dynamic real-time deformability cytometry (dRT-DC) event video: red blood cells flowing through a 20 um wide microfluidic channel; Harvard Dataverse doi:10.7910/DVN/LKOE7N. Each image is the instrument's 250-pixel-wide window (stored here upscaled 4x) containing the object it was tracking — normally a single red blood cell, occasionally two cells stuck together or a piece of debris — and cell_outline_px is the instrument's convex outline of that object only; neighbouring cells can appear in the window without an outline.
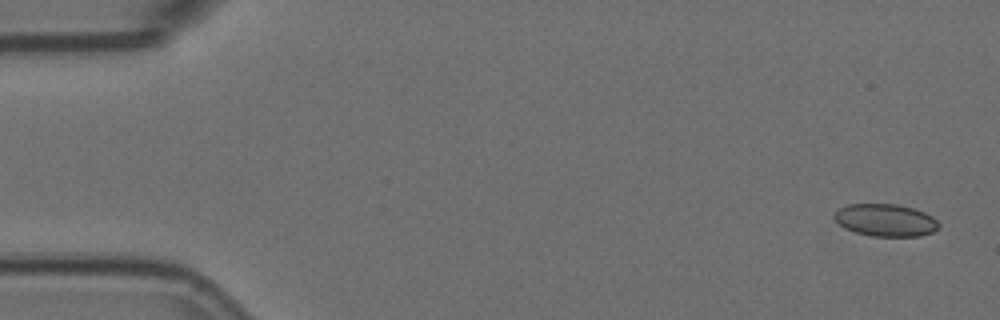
{"species": "Egyptian fruit bat (a non-hibernating species)", "species_latin": "Rousettus aegyptiacus", "temperature_condition": "room temperature", "stored_images_in_passage": 3, "camera_frame_rate_fps": 3000, "um_per_image_px": 0.085, "animal": {"sex": "female"}, "frame": {"image": 1, "passage_image": 1, "time_ms": 0.0, "image_size_px": [1000, 320], "cell_outline_px": [[940, 224], [932, 232], [920, 236], [872, 236], [856, 232], [844, 228], [832, 216], [840, 208], [848, 204], [896, 204], [912, 208], [924, 212], [932, 216]], "centroid_in_image_um": [75.26, 18.71], "position_along_channel_um": 9.7, "area_um2": 19.54}}